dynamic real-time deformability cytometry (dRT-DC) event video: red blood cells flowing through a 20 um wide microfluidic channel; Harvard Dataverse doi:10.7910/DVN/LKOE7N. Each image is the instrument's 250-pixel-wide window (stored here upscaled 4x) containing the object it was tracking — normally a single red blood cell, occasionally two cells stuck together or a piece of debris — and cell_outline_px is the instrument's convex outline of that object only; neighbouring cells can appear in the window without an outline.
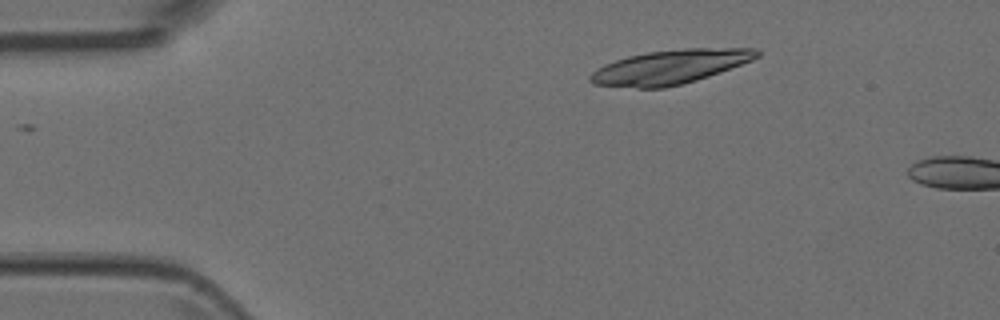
{"species": "Egyptian fruit bat (a non-hibernating species)", "species_latin": "Rousettus aegyptiacus", "temperature_condition": "room temperature", "stored_images_in_passage": 5, "camera_frame_rate_fps": 3000, "um_per_image_px": 0.085, "animal": {"sex": "female"}, "frame": {"image": 1, "passage_image": 3, "time_ms": 0.667, "image_size_px": [1000, 320], "cell_outline_px": [[760, 56], [752, 60], [708, 76], [696, 80], [664, 88], [636, 88], [592, 84], [588, 80], [588, 76], [592, 72], [604, 64], [628, 56], [648, 52], [684, 48], [756, 48], [760, 52]], "centroid_in_image_um": [56.93, 5.69], "position_along_channel_um": 28.1, "area_um2": 33.0}}